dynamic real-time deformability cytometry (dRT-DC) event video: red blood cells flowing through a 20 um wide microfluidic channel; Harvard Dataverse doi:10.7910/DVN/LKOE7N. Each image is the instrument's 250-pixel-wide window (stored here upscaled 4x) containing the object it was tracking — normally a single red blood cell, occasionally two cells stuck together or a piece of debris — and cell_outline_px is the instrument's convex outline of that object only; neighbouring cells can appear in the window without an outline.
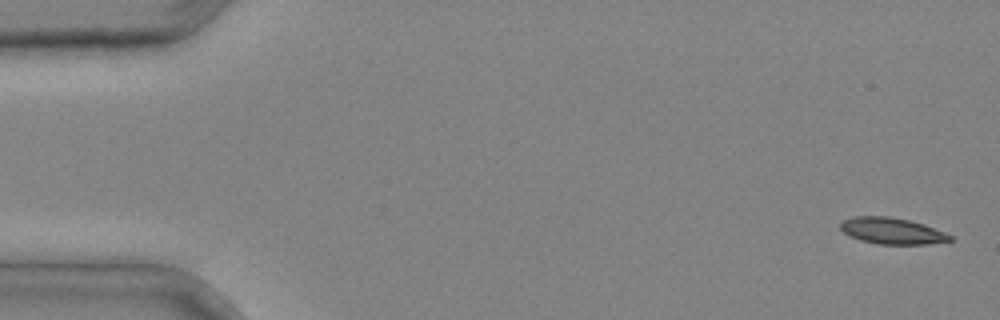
{"species": "common noctule bat (a hibernating species)", "species_latin": "Nyctalus noctula", "temperature_condition": "cold", "stored_images_in_passage": 37, "camera_frame_rate_fps": 3000, "um_per_image_px": 0.085, "animal": {"sex": "male", "body_mass_g": 20.4}, "frame": {"image": 1, "passage_image": 1, "time_ms": 0.0, "image_size_px": [1000, 320], "cell_outline_px": [[952, 240], [924, 244], [876, 244], [860, 240], [848, 236], [840, 228], [840, 220], [852, 216], [888, 216], [908, 220], [924, 224], [944, 232], [952, 236]], "centroid_in_image_um": [75.75, 19.62], "position_along_channel_um": 9.3, "area_um2": 16.88}}
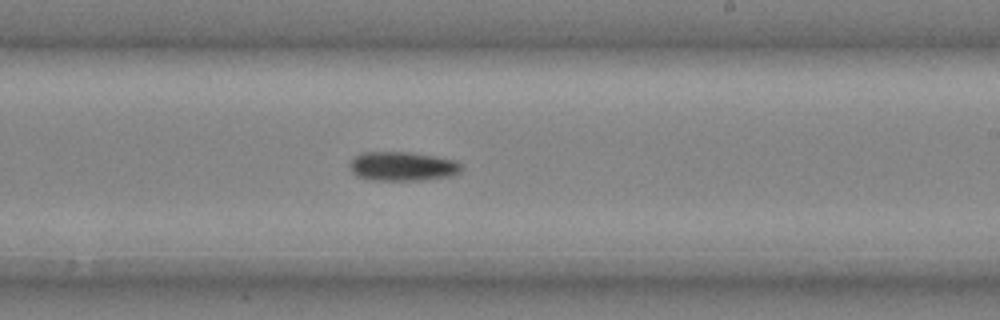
{"frame": {"image": 2, "passage_image": 23, "time_ms": 7.333, "image_size_px": [1000, 320], "cell_outline_px": [[464, 168], [460, 172], [452, 176], [424, 180], [368, 180], [356, 176], [352, 172], [348, 164], [360, 152], [412, 152], [436, 156], [456, 160], [464, 164]], "centroid_in_image_um": [34.25, 14.14], "position_along_channel_um": 254.7, "area_um2": 19.42}}
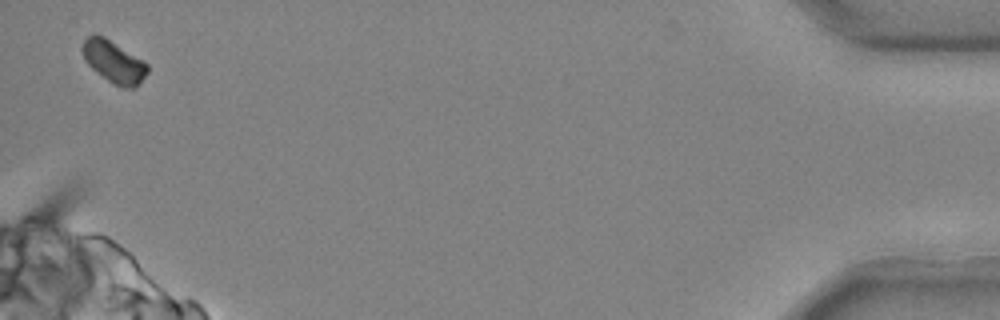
{"frame": {"image": 3, "passage_image": 37, "time_ms": 12.0, "image_size_px": [1000, 320], "cell_outline_px": [[148, 72], [140, 84], [132, 88], [120, 88], [108, 80], [92, 68], [84, 60], [84, 40], [88, 36], [104, 36], [144, 60], [148, 64]], "centroid_in_image_um": [9.74, 5.28], "position_along_channel_um": 425.5, "area_um2": 15.72}}